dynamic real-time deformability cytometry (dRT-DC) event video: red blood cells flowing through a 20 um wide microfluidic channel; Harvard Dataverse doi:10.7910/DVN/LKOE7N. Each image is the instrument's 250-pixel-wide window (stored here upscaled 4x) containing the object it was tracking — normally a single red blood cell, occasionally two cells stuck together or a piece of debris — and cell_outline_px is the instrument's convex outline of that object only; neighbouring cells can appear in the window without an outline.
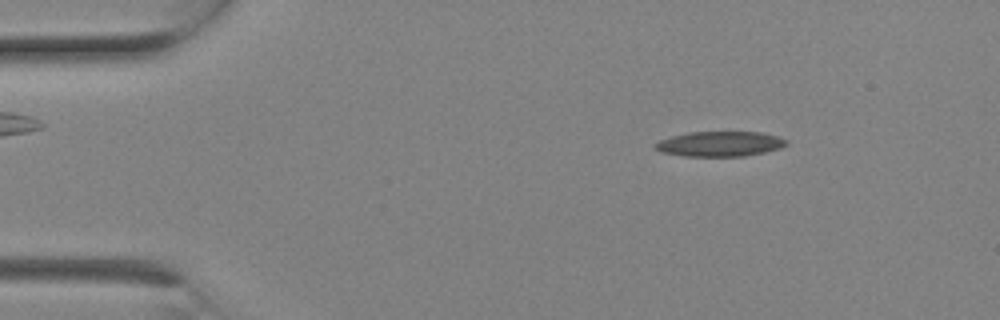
{"species": "Egyptian fruit bat (a non-hibernating species)", "species_latin": "Rousettus aegyptiacus", "temperature_condition": "room temperature", "stored_images_in_passage": 13, "camera_frame_rate_fps": 3000, "um_per_image_px": 0.085, "animal": {"sex": "female"}, "frame": {"image": 1, "passage_image": 4, "time_ms": 1.0, "image_size_px": [1000, 320], "cell_outline_px": [[788, 144], [780, 148], [764, 152], [744, 156], [684, 156], [660, 152], [652, 144], [660, 140], [672, 136], [688, 132], [764, 132], [788, 140]], "centroid_in_image_um": [61.19, 12.23], "position_along_channel_um": 23.8, "area_um2": 19.19}}
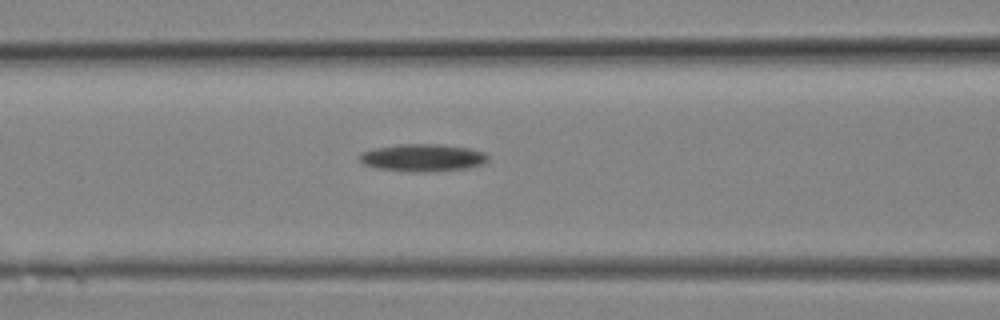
{"frame": {"image": 2, "passage_image": 10, "time_ms": 3.0, "image_size_px": [1000, 320], "cell_outline_px": [[488, 160], [484, 164], [468, 168], [428, 172], [412, 172], [376, 168], [364, 164], [360, 160], [360, 152], [372, 148], [396, 144], [440, 144], [468, 148], [484, 152], [488, 156]], "centroid_in_image_um": [35.92, 13.4], "position_along_channel_um": 130.7, "area_um2": 20.75}}
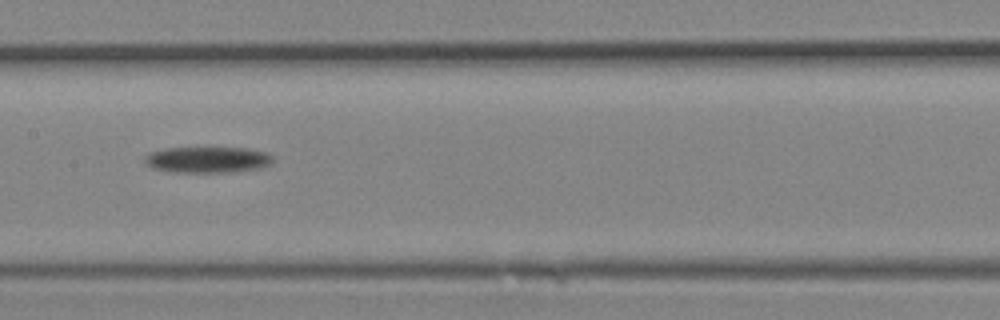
{"frame": {"image": 3, "passage_image": 12, "time_ms": 3.667, "image_size_px": [1000, 320], "cell_outline_px": [[272, 164], [260, 168], [232, 172], [176, 172], [152, 168], [144, 160], [144, 156], [148, 152], [164, 148], [248, 148], [264, 152], [272, 156]], "centroid_in_image_um": [17.63, 13.57], "position_along_channel_um": 189.8, "area_um2": 19.48}}